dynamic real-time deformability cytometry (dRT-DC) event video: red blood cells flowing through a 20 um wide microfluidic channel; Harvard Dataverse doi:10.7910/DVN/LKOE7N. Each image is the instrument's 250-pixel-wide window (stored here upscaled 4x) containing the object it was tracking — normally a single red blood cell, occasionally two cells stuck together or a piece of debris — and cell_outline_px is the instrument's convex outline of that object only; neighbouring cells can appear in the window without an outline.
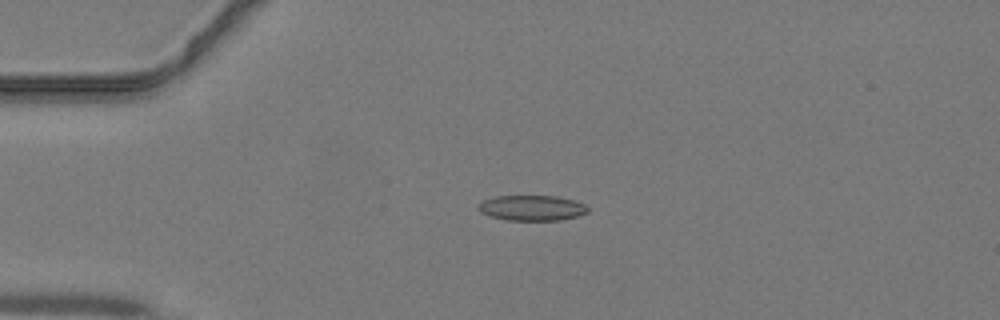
{"species": "common noctule bat (a hibernating species)", "species_latin": "Nyctalus noctula", "temperature_condition": "warm", "stored_images_in_passage": 43, "camera_frame_rate_fps": 3000, "um_per_image_px": 0.085, "animal": {"sex": "male", "body_mass_g": 19.2, "forearm_length_mm": 51.8}, "frame": {"image": 1, "passage_image": 10, "time_ms": 3.0, "image_size_px": [1000, 320], "cell_outline_px": [[588, 212], [576, 216], [560, 220], [508, 220], [492, 216], [480, 212], [476, 208], [484, 200], [496, 196], [556, 196], [572, 200], [584, 204], [588, 208]], "centroid_in_image_um": [45.2, 17.67], "position_along_channel_um": 39.8, "area_um2": 15.95}}
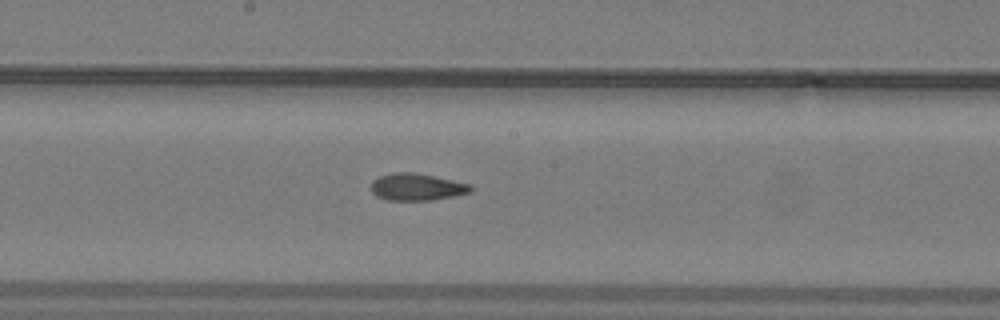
{"frame": {"image": 2, "passage_image": 23, "time_ms": 7.333, "image_size_px": [1000, 320], "cell_outline_px": [[472, 192], [432, 200], [388, 200], [376, 196], [372, 192], [372, 180], [380, 176], [392, 172], [412, 172], [472, 184]], "centroid_in_image_um": [35.42, 15.89], "position_along_channel_um": 212.8, "area_um2": 15.61}}
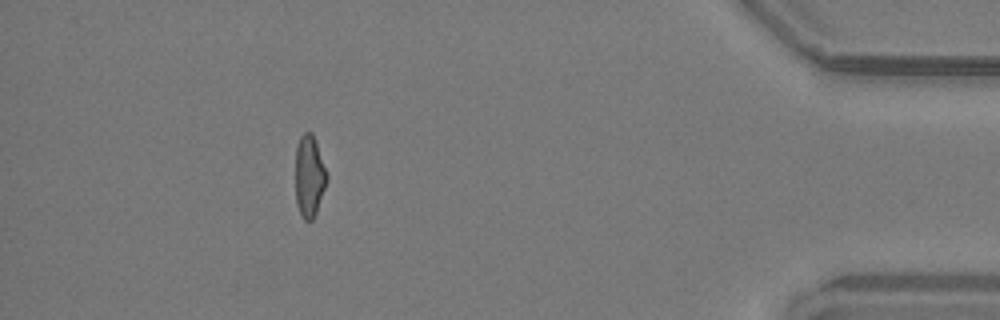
{"frame": {"image": 3, "passage_image": 39, "time_ms": 12.667, "image_size_px": [1000, 320], "cell_outline_px": [[328, 180], [316, 212], [312, 220], [304, 220], [296, 204], [296, 148], [300, 136], [304, 132], [312, 132], [328, 172]], "centroid_in_image_um": [26.31, 14.95], "position_along_channel_um": 408.9, "area_um2": 15.03}}